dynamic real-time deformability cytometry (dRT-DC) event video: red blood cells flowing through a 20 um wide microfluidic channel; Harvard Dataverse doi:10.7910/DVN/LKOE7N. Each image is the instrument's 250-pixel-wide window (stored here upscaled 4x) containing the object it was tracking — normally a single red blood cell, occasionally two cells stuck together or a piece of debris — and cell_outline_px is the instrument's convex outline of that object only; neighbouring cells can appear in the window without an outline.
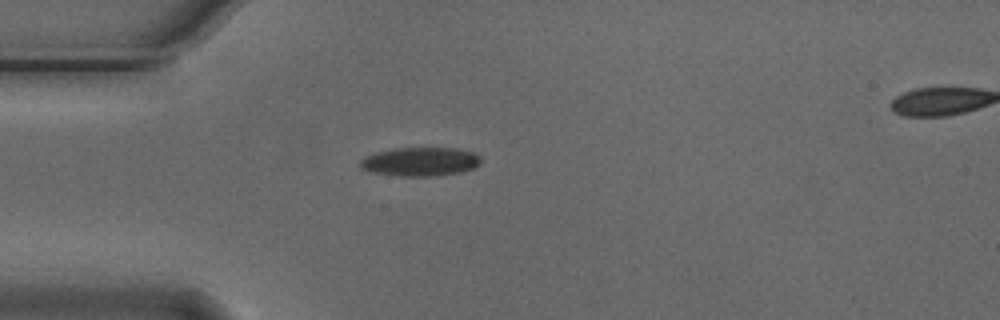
{"species": "Egyptian fruit bat (a non-hibernating species)", "species_latin": "Rousettus aegyptiacus", "temperature_condition": "cold", "stored_images_in_passage": 2, "camera_frame_rate_fps": 3000, "um_per_image_px": 0.085, "animal": {"sex": "male"}, "frame": {"image": 1, "passage_image": 1, "time_ms": 0.0, "image_size_px": [1000, 320], "cell_outline_px": [[480, 164], [472, 168], [460, 172], [436, 176], [400, 176], [372, 172], [360, 168], [360, 160], [376, 152], [392, 148], [456, 148], [472, 152], [480, 156]], "centroid_in_image_um": [35.72, 13.74], "position_along_channel_um": 49.3, "area_um2": 20.17}}